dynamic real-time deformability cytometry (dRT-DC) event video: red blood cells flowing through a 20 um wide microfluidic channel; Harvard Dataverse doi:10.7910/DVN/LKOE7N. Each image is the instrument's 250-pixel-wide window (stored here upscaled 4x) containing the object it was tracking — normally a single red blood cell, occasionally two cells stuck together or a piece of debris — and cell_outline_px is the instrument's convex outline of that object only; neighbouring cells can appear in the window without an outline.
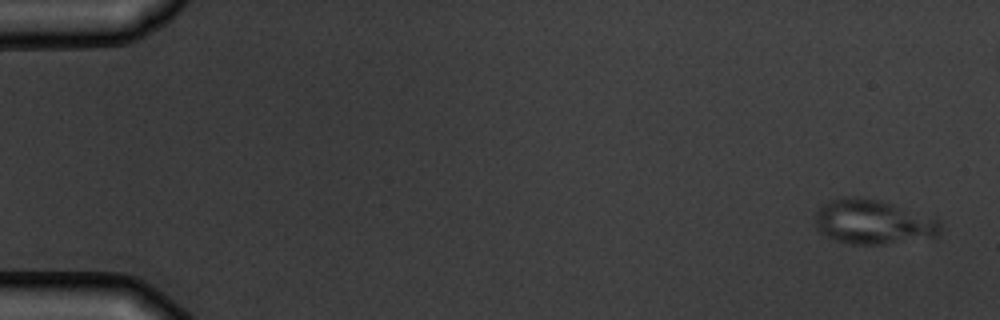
{"species": "common noctule bat (a hibernating species)", "species_latin": "Nyctalus noctula", "temperature_condition": "warm", "stored_images_in_passage": 6, "camera_frame_rate_fps": 3000, "um_per_image_px": 0.085, "animal": {"sex": "male", "body_mass_g": 19.5, "forearm_length_mm": 54.6}, "frame": {"image": 1, "passage_image": 1, "time_ms": 0.0, "image_size_px": [1000, 320], "cell_outline_px": [[940, 232], [936, 236], [884, 244], [852, 244], [836, 240], [824, 236], [816, 228], [816, 216], [820, 208], [824, 204], [832, 200], [856, 196], [876, 200], [892, 204], [940, 220]], "centroid_in_image_um": [74.19, 18.88], "position_along_channel_um": 10.8, "area_um2": 31.79}}